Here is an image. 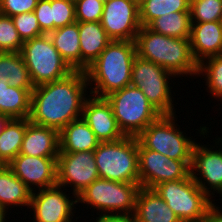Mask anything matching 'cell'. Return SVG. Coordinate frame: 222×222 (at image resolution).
<instances>
[{"label":"cell","mask_w":222,"mask_h":222,"mask_svg":"<svg viewBox=\"0 0 222 222\" xmlns=\"http://www.w3.org/2000/svg\"><path fill=\"white\" fill-rule=\"evenodd\" d=\"M90 96L85 71L35 86L31 93L29 121L60 132L71 121L82 117L83 105Z\"/></svg>","instance_id":"6da1fadb"},{"label":"cell","mask_w":222,"mask_h":222,"mask_svg":"<svg viewBox=\"0 0 222 222\" xmlns=\"http://www.w3.org/2000/svg\"><path fill=\"white\" fill-rule=\"evenodd\" d=\"M135 43L142 59L165 68L177 79H197L199 64L193 57L189 38H172L141 26Z\"/></svg>","instance_id":"7a4b0ae2"},{"label":"cell","mask_w":222,"mask_h":222,"mask_svg":"<svg viewBox=\"0 0 222 222\" xmlns=\"http://www.w3.org/2000/svg\"><path fill=\"white\" fill-rule=\"evenodd\" d=\"M135 41L112 40L85 70L90 95L105 98L131 84Z\"/></svg>","instance_id":"3957f363"},{"label":"cell","mask_w":222,"mask_h":222,"mask_svg":"<svg viewBox=\"0 0 222 222\" xmlns=\"http://www.w3.org/2000/svg\"><path fill=\"white\" fill-rule=\"evenodd\" d=\"M178 117L176 114L161 115L149 124L137 139L144 148L159 152L171 159L182 160L190 168L197 138L191 136V133L188 137V134L180 129Z\"/></svg>","instance_id":"277c9868"},{"label":"cell","mask_w":222,"mask_h":222,"mask_svg":"<svg viewBox=\"0 0 222 222\" xmlns=\"http://www.w3.org/2000/svg\"><path fill=\"white\" fill-rule=\"evenodd\" d=\"M94 158L100 178L140 184L137 137L125 136L113 142H100L94 150Z\"/></svg>","instance_id":"5b68a950"},{"label":"cell","mask_w":222,"mask_h":222,"mask_svg":"<svg viewBox=\"0 0 222 222\" xmlns=\"http://www.w3.org/2000/svg\"><path fill=\"white\" fill-rule=\"evenodd\" d=\"M140 188V184L98 178L77 196V201L78 204H82V211L89 208L92 210L90 212L96 213L95 215H99L100 212L134 214Z\"/></svg>","instance_id":"8992f818"},{"label":"cell","mask_w":222,"mask_h":222,"mask_svg":"<svg viewBox=\"0 0 222 222\" xmlns=\"http://www.w3.org/2000/svg\"><path fill=\"white\" fill-rule=\"evenodd\" d=\"M174 80L179 79H176L165 68L149 60L142 59L138 55L134 58L130 85L140 89L148 101L162 115L176 114L177 108L174 107L178 103H175L174 100L176 96L173 91V88H176L173 87L176 85ZM172 84L174 85L172 86Z\"/></svg>","instance_id":"52a82bcc"},{"label":"cell","mask_w":222,"mask_h":222,"mask_svg":"<svg viewBox=\"0 0 222 222\" xmlns=\"http://www.w3.org/2000/svg\"><path fill=\"white\" fill-rule=\"evenodd\" d=\"M105 98L111 104L118 127L125 136L137 137L162 115L143 92L132 85L112 92Z\"/></svg>","instance_id":"ba28073f"},{"label":"cell","mask_w":222,"mask_h":222,"mask_svg":"<svg viewBox=\"0 0 222 222\" xmlns=\"http://www.w3.org/2000/svg\"><path fill=\"white\" fill-rule=\"evenodd\" d=\"M21 54L34 87L61 80L74 71L54 47L48 34L25 41Z\"/></svg>","instance_id":"9c48e42d"},{"label":"cell","mask_w":222,"mask_h":222,"mask_svg":"<svg viewBox=\"0 0 222 222\" xmlns=\"http://www.w3.org/2000/svg\"><path fill=\"white\" fill-rule=\"evenodd\" d=\"M153 189L181 222H202L208 209L215 203L199 188L191 175L185 179L159 183Z\"/></svg>","instance_id":"30bf717a"},{"label":"cell","mask_w":222,"mask_h":222,"mask_svg":"<svg viewBox=\"0 0 222 222\" xmlns=\"http://www.w3.org/2000/svg\"><path fill=\"white\" fill-rule=\"evenodd\" d=\"M212 138L215 139L213 142L210 140L206 144L202 141L195 143L190 175L211 200L222 203V198L214 199L215 196L222 197V137Z\"/></svg>","instance_id":"8fae6325"},{"label":"cell","mask_w":222,"mask_h":222,"mask_svg":"<svg viewBox=\"0 0 222 222\" xmlns=\"http://www.w3.org/2000/svg\"><path fill=\"white\" fill-rule=\"evenodd\" d=\"M69 193L70 191L59 185L34 191L30 210H27L30 216L27 217L33 222H76L82 216L76 217L77 196H70Z\"/></svg>","instance_id":"7c38bea8"},{"label":"cell","mask_w":222,"mask_h":222,"mask_svg":"<svg viewBox=\"0 0 222 222\" xmlns=\"http://www.w3.org/2000/svg\"><path fill=\"white\" fill-rule=\"evenodd\" d=\"M98 178L100 177L95 163L94 151L59 152L57 157V185L70 190V194L78 196Z\"/></svg>","instance_id":"4fadbf2b"},{"label":"cell","mask_w":222,"mask_h":222,"mask_svg":"<svg viewBox=\"0 0 222 222\" xmlns=\"http://www.w3.org/2000/svg\"><path fill=\"white\" fill-rule=\"evenodd\" d=\"M138 165L140 186L153 189L159 183L185 179L190 168L182 161L144 148L138 142Z\"/></svg>","instance_id":"5bb4252c"},{"label":"cell","mask_w":222,"mask_h":222,"mask_svg":"<svg viewBox=\"0 0 222 222\" xmlns=\"http://www.w3.org/2000/svg\"><path fill=\"white\" fill-rule=\"evenodd\" d=\"M100 23L112 40L135 41L141 28L139 3L136 0H107Z\"/></svg>","instance_id":"9a60e30c"},{"label":"cell","mask_w":222,"mask_h":222,"mask_svg":"<svg viewBox=\"0 0 222 222\" xmlns=\"http://www.w3.org/2000/svg\"><path fill=\"white\" fill-rule=\"evenodd\" d=\"M7 166L32 192L57 185V157L19 153Z\"/></svg>","instance_id":"2e32d148"},{"label":"cell","mask_w":222,"mask_h":222,"mask_svg":"<svg viewBox=\"0 0 222 222\" xmlns=\"http://www.w3.org/2000/svg\"><path fill=\"white\" fill-rule=\"evenodd\" d=\"M82 118L100 142H113L125 137L106 98L90 95L83 105Z\"/></svg>","instance_id":"e0dca14e"},{"label":"cell","mask_w":222,"mask_h":222,"mask_svg":"<svg viewBox=\"0 0 222 222\" xmlns=\"http://www.w3.org/2000/svg\"><path fill=\"white\" fill-rule=\"evenodd\" d=\"M189 41L198 64L208 57L222 54L221 21L191 23Z\"/></svg>","instance_id":"ac0fdd59"},{"label":"cell","mask_w":222,"mask_h":222,"mask_svg":"<svg viewBox=\"0 0 222 222\" xmlns=\"http://www.w3.org/2000/svg\"><path fill=\"white\" fill-rule=\"evenodd\" d=\"M59 132L56 129L33 124L26 118V132L20 154L36 157H58Z\"/></svg>","instance_id":"d6986e66"},{"label":"cell","mask_w":222,"mask_h":222,"mask_svg":"<svg viewBox=\"0 0 222 222\" xmlns=\"http://www.w3.org/2000/svg\"><path fill=\"white\" fill-rule=\"evenodd\" d=\"M135 222H181L154 189L141 187L137 194Z\"/></svg>","instance_id":"ffe728a7"},{"label":"cell","mask_w":222,"mask_h":222,"mask_svg":"<svg viewBox=\"0 0 222 222\" xmlns=\"http://www.w3.org/2000/svg\"><path fill=\"white\" fill-rule=\"evenodd\" d=\"M32 190H30L21 179H19L7 165L0 166V206L6 208L12 214L14 208L16 214L17 208L29 210L32 199ZM25 207V208H23ZM11 208V209H9ZM16 208V209H15Z\"/></svg>","instance_id":"44dd1931"},{"label":"cell","mask_w":222,"mask_h":222,"mask_svg":"<svg viewBox=\"0 0 222 222\" xmlns=\"http://www.w3.org/2000/svg\"><path fill=\"white\" fill-rule=\"evenodd\" d=\"M81 71H85L107 47L112 39L100 22H79Z\"/></svg>","instance_id":"7402d4cb"},{"label":"cell","mask_w":222,"mask_h":222,"mask_svg":"<svg viewBox=\"0 0 222 222\" xmlns=\"http://www.w3.org/2000/svg\"><path fill=\"white\" fill-rule=\"evenodd\" d=\"M59 142V152L69 153L94 151L100 144L82 117L71 121L59 132Z\"/></svg>","instance_id":"603a6c76"},{"label":"cell","mask_w":222,"mask_h":222,"mask_svg":"<svg viewBox=\"0 0 222 222\" xmlns=\"http://www.w3.org/2000/svg\"><path fill=\"white\" fill-rule=\"evenodd\" d=\"M54 47L74 71H81L79 22L57 28L48 33Z\"/></svg>","instance_id":"cb8c5ba5"},{"label":"cell","mask_w":222,"mask_h":222,"mask_svg":"<svg viewBox=\"0 0 222 222\" xmlns=\"http://www.w3.org/2000/svg\"><path fill=\"white\" fill-rule=\"evenodd\" d=\"M32 91L15 88L6 79L0 80V114L9 119L29 118Z\"/></svg>","instance_id":"d4e9b609"},{"label":"cell","mask_w":222,"mask_h":222,"mask_svg":"<svg viewBox=\"0 0 222 222\" xmlns=\"http://www.w3.org/2000/svg\"><path fill=\"white\" fill-rule=\"evenodd\" d=\"M2 79H6L15 88L34 89L21 52L0 53V80Z\"/></svg>","instance_id":"484cf974"},{"label":"cell","mask_w":222,"mask_h":222,"mask_svg":"<svg viewBox=\"0 0 222 222\" xmlns=\"http://www.w3.org/2000/svg\"><path fill=\"white\" fill-rule=\"evenodd\" d=\"M26 132V118L9 119L0 134V164L8 165L19 153Z\"/></svg>","instance_id":"4316f807"},{"label":"cell","mask_w":222,"mask_h":222,"mask_svg":"<svg viewBox=\"0 0 222 222\" xmlns=\"http://www.w3.org/2000/svg\"><path fill=\"white\" fill-rule=\"evenodd\" d=\"M147 27L172 38H189L191 30L190 12H171L152 20Z\"/></svg>","instance_id":"83f0119b"},{"label":"cell","mask_w":222,"mask_h":222,"mask_svg":"<svg viewBox=\"0 0 222 222\" xmlns=\"http://www.w3.org/2000/svg\"><path fill=\"white\" fill-rule=\"evenodd\" d=\"M171 12H190V0H143L139 3L141 26Z\"/></svg>","instance_id":"f1b7e54d"},{"label":"cell","mask_w":222,"mask_h":222,"mask_svg":"<svg viewBox=\"0 0 222 222\" xmlns=\"http://www.w3.org/2000/svg\"><path fill=\"white\" fill-rule=\"evenodd\" d=\"M197 77L203 78L202 82L207 86L205 91L210 93L208 95L211 96L212 101L215 98L219 105V101L222 104V54L204 59L199 64Z\"/></svg>","instance_id":"f546056e"},{"label":"cell","mask_w":222,"mask_h":222,"mask_svg":"<svg viewBox=\"0 0 222 222\" xmlns=\"http://www.w3.org/2000/svg\"><path fill=\"white\" fill-rule=\"evenodd\" d=\"M191 23L222 20L221 0H190Z\"/></svg>","instance_id":"4dcf8cb0"},{"label":"cell","mask_w":222,"mask_h":222,"mask_svg":"<svg viewBox=\"0 0 222 222\" xmlns=\"http://www.w3.org/2000/svg\"><path fill=\"white\" fill-rule=\"evenodd\" d=\"M23 43L12 18L0 13V51L21 52Z\"/></svg>","instance_id":"1f68e13d"},{"label":"cell","mask_w":222,"mask_h":222,"mask_svg":"<svg viewBox=\"0 0 222 222\" xmlns=\"http://www.w3.org/2000/svg\"><path fill=\"white\" fill-rule=\"evenodd\" d=\"M52 31L76 22L75 3L68 0H51Z\"/></svg>","instance_id":"d6a6232c"},{"label":"cell","mask_w":222,"mask_h":222,"mask_svg":"<svg viewBox=\"0 0 222 222\" xmlns=\"http://www.w3.org/2000/svg\"><path fill=\"white\" fill-rule=\"evenodd\" d=\"M11 18L23 42L45 34L34 12L17 14Z\"/></svg>","instance_id":"836d02e7"},{"label":"cell","mask_w":222,"mask_h":222,"mask_svg":"<svg viewBox=\"0 0 222 222\" xmlns=\"http://www.w3.org/2000/svg\"><path fill=\"white\" fill-rule=\"evenodd\" d=\"M102 0H78L75 3L77 22H100L104 9Z\"/></svg>","instance_id":"e575fe53"},{"label":"cell","mask_w":222,"mask_h":222,"mask_svg":"<svg viewBox=\"0 0 222 222\" xmlns=\"http://www.w3.org/2000/svg\"><path fill=\"white\" fill-rule=\"evenodd\" d=\"M37 3L38 0H0V13L12 17L34 12Z\"/></svg>","instance_id":"d590c367"},{"label":"cell","mask_w":222,"mask_h":222,"mask_svg":"<svg viewBox=\"0 0 222 222\" xmlns=\"http://www.w3.org/2000/svg\"><path fill=\"white\" fill-rule=\"evenodd\" d=\"M41 30L48 34L52 31L51 0H38L34 9Z\"/></svg>","instance_id":"8d00e7d4"},{"label":"cell","mask_w":222,"mask_h":222,"mask_svg":"<svg viewBox=\"0 0 222 222\" xmlns=\"http://www.w3.org/2000/svg\"><path fill=\"white\" fill-rule=\"evenodd\" d=\"M97 216H95V218L92 217V219H90L92 221L90 222H135L134 214L111 213L99 214Z\"/></svg>","instance_id":"74e56055"},{"label":"cell","mask_w":222,"mask_h":222,"mask_svg":"<svg viewBox=\"0 0 222 222\" xmlns=\"http://www.w3.org/2000/svg\"><path fill=\"white\" fill-rule=\"evenodd\" d=\"M222 205L216 204V202L208 209L202 222H222Z\"/></svg>","instance_id":"f35d334b"},{"label":"cell","mask_w":222,"mask_h":222,"mask_svg":"<svg viewBox=\"0 0 222 222\" xmlns=\"http://www.w3.org/2000/svg\"><path fill=\"white\" fill-rule=\"evenodd\" d=\"M10 213L11 212H9L6 208L0 206V222H8L9 217H11Z\"/></svg>","instance_id":"ab89813d"},{"label":"cell","mask_w":222,"mask_h":222,"mask_svg":"<svg viewBox=\"0 0 222 222\" xmlns=\"http://www.w3.org/2000/svg\"><path fill=\"white\" fill-rule=\"evenodd\" d=\"M8 120H9L8 117L0 114V134L2 133V130H3L5 124L7 123Z\"/></svg>","instance_id":"60d3db41"},{"label":"cell","mask_w":222,"mask_h":222,"mask_svg":"<svg viewBox=\"0 0 222 222\" xmlns=\"http://www.w3.org/2000/svg\"><path fill=\"white\" fill-rule=\"evenodd\" d=\"M68 1H71V2H74V3H76L78 0H68Z\"/></svg>","instance_id":"b9f144b4"}]
</instances>
